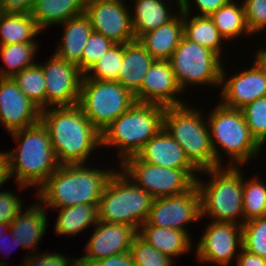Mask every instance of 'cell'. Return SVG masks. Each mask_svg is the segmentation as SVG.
Here are the masks:
<instances>
[{
	"label": "cell",
	"mask_w": 266,
	"mask_h": 266,
	"mask_svg": "<svg viewBox=\"0 0 266 266\" xmlns=\"http://www.w3.org/2000/svg\"><path fill=\"white\" fill-rule=\"evenodd\" d=\"M40 121L49 132L60 165L89 163L94 150L102 148V134L78 104L45 108L41 110Z\"/></svg>",
	"instance_id": "1"
},
{
	"label": "cell",
	"mask_w": 266,
	"mask_h": 266,
	"mask_svg": "<svg viewBox=\"0 0 266 266\" xmlns=\"http://www.w3.org/2000/svg\"><path fill=\"white\" fill-rule=\"evenodd\" d=\"M115 169H101L88 163L60 165L36 189L35 197L47 210L78 204L99 205L103 190Z\"/></svg>",
	"instance_id": "2"
},
{
	"label": "cell",
	"mask_w": 266,
	"mask_h": 266,
	"mask_svg": "<svg viewBox=\"0 0 266 266\" xmlns=\"http://www.w3.org/2000/svg\"><path fill=\"white\" fill-rule=\"evenodd\" d=\"M10 134L17 143L16 149L7 150L10 178L20 192L33 186L39 189L60 166L47 128L39 121Z\"/></svg>",
	"instance_id": "3"
},
{
	"label": "cell",
	"mask_w": 266,
	"mask_h": 266,
	"mask_svg": "<svg viewBox=\"0 0 266 266\" xmlns=\"http://www.w3.org/2000/svg\"><path fill=\"white\" fill-rule=\"evenodd\" d=\"M207 113H210L206 119L215 153V168L242 167L249 160L259 158L262 147L251 135L241 109L226 107L218 101L215 108ZM220 151L229 156L230 160L226 162L229 164L225 165L222 160L225 156Z\"/></svg>",
	"instance_id": "4"
},
{
	"label": "cell",
	"mask_w": 266,
	"mask_h": 266,
	"mask_svg": "<svg viewBox=\"0 0 266 266\" xmlns=\"http://www.w3.org/2000/svg\"><path fill=\"white\" fill-rule=\"evenodd\" d=\"M201 173L210 176V179L207 182L201 177L196 179L200 195V218L208 216L212 222L243 225V169L220 166Z\"/></svg>",
	"instance_id": "5"
},
{
	"label": "cell",
	"mask_w": 266,
	"mask_h": 266,
	"mask_svg": "<svg viewBox=\"0 0 266 266\" xmlns=\"http://www.w3.org/2000/svg\"><path fill=\"white\" fill-rule=\"evenodd\" d=\"M165 109L157 104L136 102L102 132V147L117 148L119 165L137 155L163 128Z\"/></svg>",
	"instance_id": "6"
},
{
	"label": "cell",
	"mask_w": 266,
	"mask_h": 266,
	"mask_svg": "<svg viewBox=\"0 0 266 266\" xmlns=\"http://www.w3.org/2000/svg\"><path fill=\"white\" fill-rule=\"evenodd\" d=\"M202 111L186 102L166 107L163 116V128L182 146L186 158L199 172L215 168L209 126Z\"/></svg>",
	"instance_id": "7"
},
{
	"label": "cell",
	"mask_w": 266,
	"mask_h": 266,
	"mask_svg": "<svg viewBox=\"0 0 266 266\" xmlns=\"http://www.w3.org/2000/svg\"><path fill=\"white\" fill-rule=\"evenodd\" d=\"M118 169L103 190L99 221L131 225L138 231L147 220L154 198Z\"/></svg>",
	"instance_id": "8"
},
{
	"label": "cell",
	"mask_w": 266,
	"mask_h": 266,
	"mask_svg": "<svg viewBox=\"0 0 266 266\" xmlns=\"http://www.w3.org/2000/svg\"><path fill=\"white\" fill-rule=\"evenodd\" d=\"M136 102L135 95L117 81L81 80L78 105L101 134Z\"/></svg>",
	"instance_id": "9"
},
{
	"label": "cell",
	"mask_w": 266,
	"mask_h": 266,
	"mask_svg": "<svg viewBox=\"0 0 266 266\" xmlns=\"http://www.w3.org/2000/svg\"><path fill=\"white\" fill-rule=\"evenodd\" d=\"M211 49L194 43L184 36L173 52L169 62L180 88L186 91L191 86L212 85L220 88L222 63ZM186 89V90H185Z\"/></svg>",
	"instance_id": "10"
},
{
	"label": "cell",
	"mask_w": 266,
	"mask_h": 266,
	"mask_svg": "<svg viewBox=\"0 0 266 266\" xmlns=\"http://www.w3.org/2000/svg\"><path fill=\"white\" fill-rule=\"evenodd\" d=\"M120 170L153 198L176 196L189 191L196 181L183 169L142 161L137 155L120 164Z\"/></svg>",
	"instance_id": "11"
},
{
	"label": "cell",
	"mask_w": 266,
	"mask_h": 266,
	"mask_svg": "<svg viewBox=\"0 0 266 266\" xmlns=\"http://www.w3.org/2000/svg\"><path fill=\"white\" fill-rule=\"evenodd\" d=\"M210 222L196 244L197 258L205 264L229 266L243 248L242 225Z\"/></svg>",
	"instance_id": "12"
},
{
	"label": "cell",
	"mask_w": 266,
	"mask_h": 266,
	"mask_svg": "<svg viewBox=\"0 0 266 266\" xmlns=\"http://www.w3.org/2000/svg\"><path fill=\"white\" fill-rule=\"evenodd\" d=\"M199 220L200 195L195 184L180 195L154 198L147 220L142 225L173 228L190 235L187 224Z\"/></svg>",
	"instance_id": "13"
},
{
	"label": "cell",
	"mask_w": 266,
	"mask_h": 266,
	"mask_svg": "<svg viewBox=\"0 0 266 266\" xmlns=\"http://www.w3.org/2000/svg\"><path fill=\"white\" fill-rule=\"evenodd\" d=\"M39 64L46 82V108L77 105L83 77L78 66L54 53Z\"/></svg>",
	"instance_id": "14"
},
{
	"label": "cell",
	"mask_w": 266,
	"mask_h": 266,
	"mask_svg": "<svg viewBox=\"0 0 266 266\" xmlns=\"http://www.w3.org/2000/svg\"><path fill=\"white\" fill-rule=\"evenodd\" d=\"M125 0H99L85 4L92 30L114 43L135 41L130 8Z\"/></svg>",
	"instance_id": "15"
},
{
	"label": "cell",
	"mask_w": 266,
	"mask_h": 266,
	"mask_svg": "<svg viewBox=\"0 0 266 266\" xmlns=\"http://www.w3.org/2000/svg\"><path fill=\"white\" fill-rule=\"evenodd\" d=\"M252 67L242 69L230 77L224 65L221 71L220 103L233 109H241L256 99L266 96V68L254 57Z\"/></svg>",
	"instance_id": "16"
},
{
	"label": "cell",
	"mask_w": 266,
	"mask_h": 266,
	"mask_svg": "<svg viewBox=\"0 0 266 266\" xmlns=\"http://www.w3.org/2000/svg\"><path fill=\"white\" fill-rule=\"evenodd\" d=\"M183 93L169 60H155L146 72L135 99L139 103L170 107L185 104L180 99Z\"/></svg>",
	"instance_id": "17"
},
{
	"label": "cell",
	"mask_w": 266,
	"mask_h": 266,
	"mask_svg": "<svg viewBox=\"0 0 266 266\" xmlns=\"http://www.w3.org/2000/svg\"><path fill=\"white\" fill-rule=\"evenodd\" d=\"M41 110L20 90L13 78L0 77V123L8 133L40 121Z\"/></svg>",
	"instance_id": "18"
},
{
	"label": "cell",
	"mask_w": 266,
	"mask_h": 266,
	"mask_svg": "<svg viewBox=\"0 0 266 266\" xmlns=\"http://www.w3.org/2000/svg\"><path fill=\"white\" fill-rule=\"evenodd\" d=\"M86 242L85 261L94 263L104 258L130 251L138 231L131 225L98 221Z\"/></svg>",
	"instance_id": "19"
},
{
	"label": "cell",
	"mask_w": 266,
	"mask_h": 266,
	"mask_svg": "<svg viewBox=\"0 0 266 266\" xmlns=\"http://www.w3.org/2000/svg\"><path fill=\"white\" fill-rule=\"evenodd\" d=\"M137 156L154 165L183 169L195 181L200 176L199 171L186 158L182 146L164 128L144 145Z\"/></svg>",
	"instance_id": "20"
},
{
	"label": "cell",
	"mask_w": 266,
	"mask_h": 266,
	"mask_svg": "<svg viewBox=\"0 0 266 266\" xmlns=\"http://www.w3.org/2000/svg\"><path fill=\"white\" fill-rule=\"evenodd\" d=\"M173 1L174 0L133 1L135 4L133 5L134 8L130 11V14L136 40H138L143 34L156 30L158 27L169 23L178 15L180 12V2L179 0H176V3L174 4ZM175 7L178 9H176L175 13H172Z\"/></svg>",
	"instance_id": "21"
},
{
	"label": "cell",
	"mask_w": 266,
	"mask_h": 266,
	"mask_svg": "<svg viewBox=\"0 0 266 266\" xmlns=\"http://www.w3.org/2000/svg\"><path fill=\"white\" fill-rule=\"evenodd\" d=\"M28 209V210H27ZM21 210L10 223L12 236L16 237L18 243L25 249L27 254H34L38 244L48 227L46 208L38 201L32 206ZM33 249V250H31ZM32 251V252H31ZM30 252V253H29Z\"/></svg>",
	"instance_id": "22"
},
{
	"label": "cell",
	"mask_w": 266,
	"mask_h": 266,
	"mask_svg": "<svg viewBox=\"0 0 266 266\" xmlns=\"http://www.w3.org/2000/svg\"><path fill=\"white\" fill-rule=\"evenodd\" d=\"M63 29V38L54 51L59 58L76 64L82 73V53L85 44L93 32L90 20L85 13L68 19L59 24Z\"/></svg>",
	"instance_id": "23"
},
{
	"label": "cell",
	"mask_w": 266,
	"mask_h": 266,
	"mask_svg": "<svg viewBox=\"0 0 266 266\" xmlns=\"http://www.w3.org/2000/svg\"><path fill=\"white\" fill-rule=\"evenodd\" d=\"M155 59L135 40L124 44V57L117 82L134 95L141 89L143 78Z\"/></svg>",
	"instance_id": "24"
},
{
	"label": "cell",
	"mask_w": 266,
	"mask_h": 266,
	"mask_svg": "<svg viewBox=\"0 0 266 266\" xmlns=\"http://www.w3.org/2000/svg\"><path fill=\"white\" fill-rule=\"evenodd\" d=\"M183 37V13L156 30L143 34L139 43L155 60H169Z\"/></svg>",
	"instance_id": "25"
},
{
	"label": "cell",
	"mask_w": 266,
	"mask_h": 266,
	"mask_svg": "<svg viewBox=\"0 0 266 266\" xmlns=\"http://www.w3.org/2000/svg\"><path fill=\"white\" fill-rule=\"evenodd\" d=\"M138 234L156 250L172 259L193 250L191 236L182 230L141 225Z\"/></svg>",
	"instance_id": "26"
},
{
	"label": "cell",
	"mask_w": 266,
	"mask_h": 266,
	"mask_svg": "<svg viewBox=\"0 0 266 266\" xmlns=\"http://www.w3.org/2000/svg\"><path fill=\"white\" fill-rule=\"evenodd\" d=\"M84 11V0H36L30 15L38 27L44 31L48 26H58Z\"/></svg>",
	"instance_id": "27"
},
{
	"label": "cell",
	"mask_w": 266,
	"mask_h": 266,
	"mask_svg": "<svg viewBox=\"0 0 266 266\" xmlns=\"http://www.w3.org/2000/svg\"><path fill=\"white\" fill-rule=\"evenodd\" d=\"M99 205L78 204L75 206L57 209V220L54 229L56 235L68 237L84 232L87 228H92L99 221ZM85 229V230H84Z\"/></svg>",
	"instance_id": "28"
},
{
	"label": "cell",
	"mask_w": 266,
	"mask_h": 266,
	"mask_svg": "<svg viewBox=\"0 0 266 266\" xmlns=\"http://www.w3.org/2000/svg\"><path fill=\"white\" fill-rule=\"evenodd\" d=\"M183 36L188 40L211 49L220 57L226 42L210 16L183 13Z\"/></svg>",
	"instance_id": "29"
},
{
	"label": "cell",
	"mask_w": 266,
	"mask_h": 266,
	"mask_svg": "<svg viewBox=\"0 0 266 266\" xmlns=\"http://www.w3.org/2000/svg\"><path fill=\"white\" fill-rule=\"evenodd\" d=\"M238 2L231 0L210 16L220 35L227 42L242 35L247 37L252 35L246 24L243 2L240 4Z\"/></svg>",
	"instance_id": "30"
},
{
	"label": "cell",
	"mask_w": 266,
	"mask_h": 266,
	"mask_svg": "<svg viewBox=\"0 0 266 266\" xmlns=\"http://www.w3.org/2000/svg\"><path fill=\"white\" fill-rule=\"evenodd\" d=\"M43 32L30 14L5 15L0 13V46L37 42Z\"/></svg>",
	"instance_id": "31"
},
{
	"label": "cell",
	"mask_w": 266,
	"mask_h": 266,
	"mask_svg": "<svg viewBox=\"0 0 266 266\" xmlns=\"http://www.w3.org/2000/svg\"><path fill=\"white\" fill-rule=\"evenodd\" d=\"M37 51V42L14 43L0 46V57L4 63V67L1 66L0 68V77L13 78L25 68L34 65L36 63Z\"/></svg>",
	"instance_id": "32"
},
{
	"label": "cell",
	"mask_w": 266,
	"mask_h": 266,
	"mask_svg": "<svg viewBox=\"0 0 266 266\" xmlns=\"http://www.w3.org/2000/svg\"><path fill=\"white\" fill-rule=\"evenodd\" d=\"M13 80L25 96L40 110L46 108V82L39 62L16 74Z\"/></svg>",
	"instance_id": "33"
},
{
	"label": "cell",
	"mask_w": 266,
	"mask_h": 266,
	"mask_svg": "<svg viewBox=\"0 0 266 266\" xmlns=\"http://www.w3.org/2000/svg\"><path fill=\"white\" fill-rule=\"evenodd\" d=\"M243 216L244 223L263 217L266 211V183L258 176L243 179Z\"/></svg>",
	"instance_id": "34"
},
{
	"label": "cell",
	"mask_w": 266,
	"mask_h": 266,
	"mask_svg": "<svg viewBox=\"0 0 266 266\" xmlns=\"http://www.w3.org/2000/svg\"><path fill=\"white\" fill-rule=\"evenodd\" d=\"M124 57V44L115 43L104 55L83 75L101 81H117L118 72Z\"/></svg>",
	"instance_id": "35"
},
{
	"label": "cell",
	"mask_w": 266,
	"mask_h": 266,
	"mask_svg": "<svg viewBox=\"0 0 266 266\" xmlns=\"http://www.w3.org/2000/svg\"><path fill=\"white\" fill-rule=\"evenodd\" d=\"M241 111L251 135L263 148L266 143V96L245 105Z\"/></svg>",
	"instance_id": "36"
},
{
	"label": "cell",
	"mask_w": 266,
	"mask_h": 266,
	"mask_svg": "<svg viewBox=\"0 0 266 266\" xmlns=\"http://www.w3.org/2000/svg\"><path fill=\"white\" fill-rule=\"evenodd\" d=\"M242 243L243 249L266 258V218L251 219L242 225Z\"/></svg>",
	"instance_id": "37"
},
{
	"label": "cell",
	"mask_w": 266,
	"mask_h": 266,
	"mask_svg": "<svg viewBox=\"0 0 266 266\" xmlns=\"http://www.w3.org/2000/svg\"><path fill=\"white\" fill-rule=\"evenodd\" d=\"M134 266H174L170 256L152 247L139 234L135 236L130 248Z\"/></svg>",
	"instance_id": "38"
},
{
	"label": "cell",
	"mask_w": 266,
	"mask_h": 266,
	"mask_svg": "<svg viewBox=\"0 0 266 266\" xmlns=\"http://www.w3.org/2000/svg\"><path fill=\"white\" fill-rule=\"evenodd\" d=\"M114 44L111 39L93 31L82 53V74L84 75Z\"/></svg>",
	"instance_id": "39"
},
{
	"label": "cell",
	"mask_w": 266,
	"mask_h": 266,
	"mask_svg": "<svg viewBox=\"0 0 266 266\" xmlns=\"http://www.w3.org/2000/svg\"><path fill=\"white\" fill-rule=\"evenodd\" d=\"M245 20L252 35L266 29V0H243Z\"/></svg>",
	"instance_id": "40"
},
{
	"label": "cell",
	"mask_w": 266,
	"mask_h": 266,
	"mask_svg": "<svg viewBox=\"0 0 266 266\" xmlns=\"http://www.w3.org/2000/svg\"><path fill=\"white\" fill-rule=\"evenodd\" d=\"M22 205V198L14 192L0 191V223L10 225L16 215L23 209Z\"/></svg>",
	"instance_id": "41"
},
{
	"label": "cell",
	"mask_w": 266,
	"mask_h": 266,
	"mask_svg": "<svg viewBox=\"0 0 266 266\" xmlns=\"http://www.w3.org/2000/svg\"><path fill=\"white\" fill-rule=\"evenodd\" d=\"M69 258L70 257L64 256V254L57 251L51 252L48 250L46 253L43 252V254L41 252H36L26 255L23 261L28 266H68L74 257H72V259Z\"/></svg>",
	"instance_id": "42"
},
{
	"label": "cell",
	"mask_w": 266,
	"mask_h": 266,
	"mask_svg": "<svg viewBox=\"0 0 266 266\" xmlns=\"http://www.w3.org/2000/svg\"><path fill=\"white\" fill-rule=\"evenodd\" d=\"M231 0H192L194 5L196 4L195 7L198 8L196 10V15L199 16H211L214 12H216L220 7L223 5H226L229 3ZM180 2V12L185 13V14H193L191 10L193 11L191 5V0H179ZM199 11V13H197Z\"/></svg>",
	"instance_id": "43"
},
{
	"label": "cell",
	"mask_w": 266,
	"mask_h": 266,
	"mask_svg": "<svg viewBox=\"0 0 266 266\" xmlns=\"http://www.w3.org/2000/svg\"><path fill=\"white\" fill-rule=\"evenodd\" d=\"M36 0H0V12L5 15L30 14Z\"/></svg>",
	"instance_id": "44"
},
{
	"label": "cell",
	"mask_w": 266,
	"mask_h": 266,
	"mask_svg": "<svg viewBox=\"0 0 266 266\" xmlns=\"http://www.w3.org/2000/svg\"><path fill=\"white\" fill-rule=\"evenodd\" d=\"M92 266H134L131 252L110 256L92 263Z\"/></svg>",
	"instance_id": "45"
},
{
	"label": "cell",
	"mask_w": 266,
	"mask_h": 266,
	"mask_svg": "<svg viewBox=\"0 0 266 266\" xmlns=\"http://www.w3.org/2000/svg\"><path fill=\"white\" fill-rule=\"evenodd\" d=\"M10 225H8V224H3V223H0V253H2L3 251V253H5L6 254V252H7V254H8V252L10 251V250H13L14 249V247H21L22 248V246H21V244L20 243H18V241L16 240V237H14V236H12V233H11V231H10ZM10 234V238H8V235L7 234ZM6 234V235H5ZM5 236H6V238H8V243L7 242H4V241H6L5 239ZM7 243V244H6ZM6 245V246H5ZM2 251V252H1ZM6 251V252H5ZM11 252V251H10ZM9 255V254H8ZM7 255V256H8ZM5 256V255H4Z\"/></svg>",
	"instance_id": "46"
},
{
	"label": "cell",
	"mask_w": 266,
	"mask_h": 266,
	"mask_svg": "<svg viewBox=\"0 0 266 266\" xmlns=\"http://www.w3.org/2000/svg\"><path fill=\"white\" fill-rule=\"evenodd\" d=\"M236 263L237 266H266V258L252 254L242 248L236 258Z\"/></svg>",
	"instance_id": "47"
},
{
	"label": "cell",
	"mask_w": 266,
	"mask_h": 266,
	"mask_svg": "<svg viewBox=\"0 0 266 266\" xmlns=\"http://www.w3.org/2000/svg\"><path fill=\"white\" fill-rule=\"evenodd\" d=\"M11 179L9 174V164L7 151H0V188Z\"/></svg>",
	"instance_id": "48"
},
{
	"label": "cell",
	"mask_w": 266,
	"mask_h": 266,
	"mask_svg": "<svg viewBox=\"0 0 266 266\" xmlns=\"http://www.w3.org/2000/svg\"><path fill=\"white\" fill-rule=\"evenodd\" d=\"M255 57L259 60V62L266 68V48L257 49Z\"/></svg>",
	"instance_id": "49"
},
{
	"label": "cell",
	"mask_w": 266,
	"mask_h": 266,
	"mask_svg": "<svg viewBox=\"0 0 266 266\" xmlns=\"http://www.w3.org/2000/svg\"><path fill=\"white\" fill-rule=\"evenodd\" d=\"M68 266H92L91 262L85 261L81 257L74 258Z\"/></svg>",
	"instance_id": "50"
},
{
	"label": "cell",
	"mask_w": 266,
	"mask_h": 266,
	"mask_svg": "<svg viewBox=\"0 0 266 266\" xmlns=\"http://www.w3.org/2000/svg\"><path fill=\"white\" fill-rule=\"evenodd\" d=\"M94 1H99V0H84L85 4L86 3H91V2H94Z\"/></svg>",
	"instance_id": "51"
},
{
	"label": "cell",
	"mask_w": 266,
	"mask_h": 266,
	"mask_svg": "<svg viewBox=\"0 0 266 266\" xmlns=\"http://www.w3.org/2000/svg\"><path fill=\"white\" fill-rule=\"evenodd\" d=\"M23 263L20 266H28L24 261H22Z\"/></svg>",
	"instance_id": "52"
}]
</instances>
